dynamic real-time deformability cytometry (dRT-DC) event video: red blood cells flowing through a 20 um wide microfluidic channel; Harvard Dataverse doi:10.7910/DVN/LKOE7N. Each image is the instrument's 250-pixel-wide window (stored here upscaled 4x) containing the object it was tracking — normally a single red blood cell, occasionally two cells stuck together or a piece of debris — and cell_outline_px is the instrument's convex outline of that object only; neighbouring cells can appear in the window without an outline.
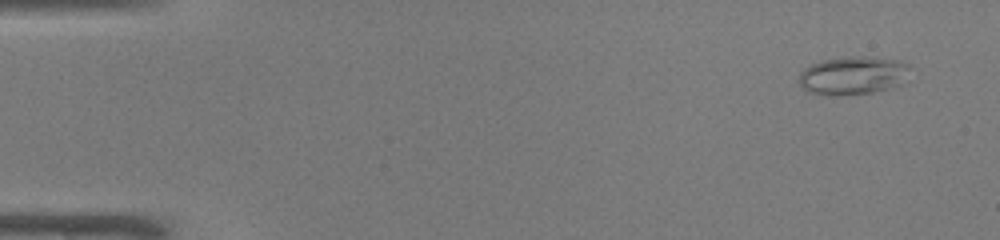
{"species": "common noctule bat (a hibernating species)", "species_latin": "Nyctalus noctula", "temperature_condition": "warm", "stored_images_in_passage": 48, "camera_frame_rate_fps": 3000, "um_per_image_px": 0.085, "animal": {"sex": "male", "body_mass_g": 19.0, "forearm_length_mm": 50.8}, "frame": {"image": 1, "passage_image": 1, "time_ms": 0.0, "image_size_px": [1000, 240], "cell_outline_px": [[908, 68], [900, 84], [888, 88], [872, 92], [836, 96], [824, 96], [808, 92], [796, 80], [800, 72], [804, 68], [812, 64], [824, 60], [852, 56], [876, 56], [900, 60], [908, 64]], "centroid_in_image_um": [72.43, 6.41], "position_along_channel_um": 12.6, "area_um2": 24.85}}
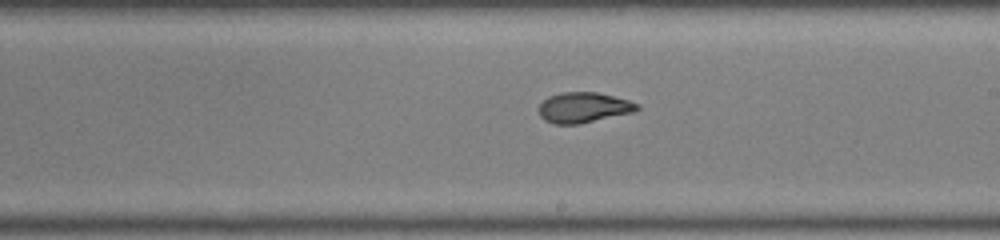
{"frame": {"image": 2, "passage_image": 27, "time_ms": 8.667, "image_size_px": [1000, 240], "cell_outline_px": [[640, 108], [632, 112], [580, 124], [552, 124], [544, 120], [540, 116], [540, 104], [548, 96], [560, 92], [596, 92], [628, 100], [640, 104]], "centroid_in_image_um": [49.59, 9.14], "position_along_channel_um": 239.4, "area_um2": 17.34}}
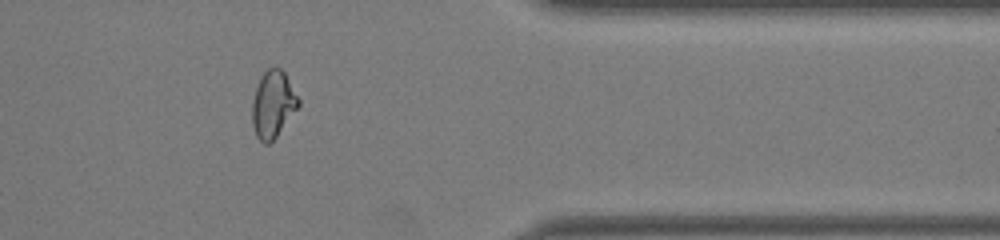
{"frame": {"image": 3, "passage_image": 39, "time_ms": 12.667, "image_size_px": [1000, 240], "cell_outline_px": [[300, 104], [276, 136], [268, 144], [264, 144], [256, 136], [252, 124], [252, 100], [260, 76], [268, 68], [276, 64], [284, 72], [300, 100]], "centroid_in_image_um": [23.18, 8.83], "position_along_channel_um": 388.2, "area_um2": 17.98}, "authors_computed_cell_mechanics": {"area_um2": 18.6983, "velocity_mm_per_s": 4.0936, "shape_relaxation_time_tau1_ms": null, "shape_relaxation_time_tau2_ms": 1.2811, "deformation_change_tau1": null, "deformation_change_tau2": 0.0615}}